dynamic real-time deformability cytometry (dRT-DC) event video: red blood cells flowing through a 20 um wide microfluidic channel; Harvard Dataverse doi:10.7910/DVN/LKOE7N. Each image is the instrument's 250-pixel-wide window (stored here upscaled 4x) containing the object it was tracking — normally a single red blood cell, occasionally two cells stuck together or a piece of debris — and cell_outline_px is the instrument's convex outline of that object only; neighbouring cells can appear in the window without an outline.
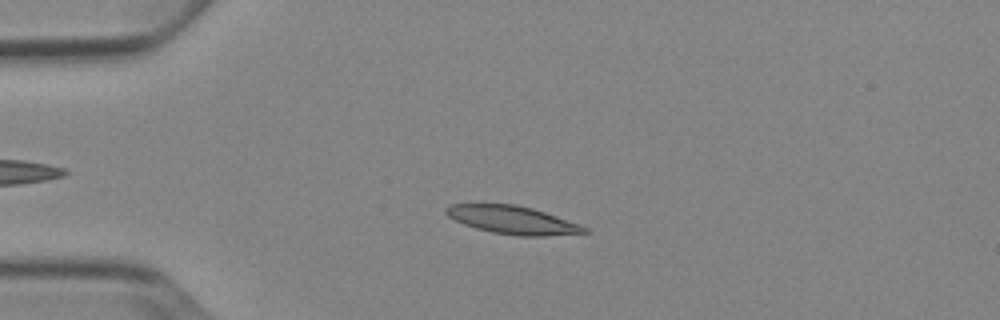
{"species": "Egyptian fruit bat (a non-hibernating species)", "species_latin": "Rousettus aegyptiacus", "temperature_condition": "cold", "stored_images_in_passage": 52, "camera_frame_rate_fps": 3000, "um_per_image_px": 0.085, "animal": {"sex": "female"}, "frame": {"image": 1, "passage_image": 12, "time_ms": 3.667, "image_size_px": [1000, 320], "cell_outline_px": [[588, 232], [544, 236], [520, 236], [492, 232], [476, 228], [464, 224], [448, 216], [444, 212], [444, 208], [448, 204], [516, 204], [532, 208], [580, 224], [588, 228]], "centroid_in_image_um": [43.54, 18.69], "position_along_channel_um": 41.5, "area_um2": 22.48}}
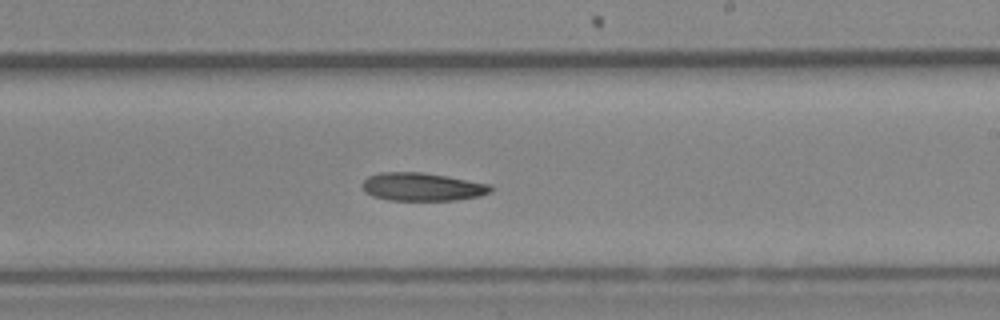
{"frame": {"image": 2, "passage_image": 31, "time_ms": 10.0, "image_size_px": [1000, 320], "cell_outline_px": [[492, 192], [480, 196], [456, 200], [388, 200], [372, 196], [364, 192], [364, 180], [368, 176], [380, 172], [424, 172], [448, 176], [492, 184]], "centroid_in_image_um": [35.93, 15.88], "position_along_channel_um": 253.1, "area_um2": 21.21}}
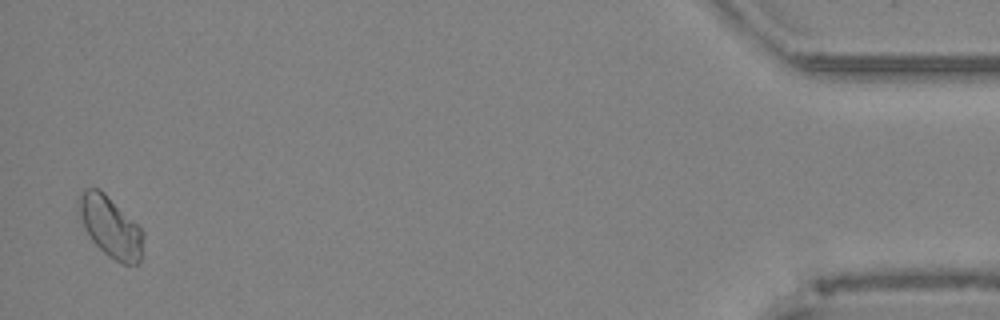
{"frame": {"image": 3, "passage_image": 51, "time_ms": 16.667, "image_size_px": [1000, 320], "cell_outline_px": [[144, 236], [140, 264], [124, 264], [108, 256], [92, 240], [76, 208], [76, 200], [80, 192], [84, 188], [100, 188], [144, 232]], "centroid_in_image_um": [9.37, 19.26], "position_along_channel_um": 425.8, "area_um2": 22.72}, "authors_computed_cell_mechanics": {"area_um2": 21.675, "velocity_mm_per_s": 3.821, "shape_relaxation_time_tau1_ms": 5.9712, "shape_relaxation_time_tau2_ms": null, "deformation_change_tau1": 0.1039, "deformation_change_tau2": null}}